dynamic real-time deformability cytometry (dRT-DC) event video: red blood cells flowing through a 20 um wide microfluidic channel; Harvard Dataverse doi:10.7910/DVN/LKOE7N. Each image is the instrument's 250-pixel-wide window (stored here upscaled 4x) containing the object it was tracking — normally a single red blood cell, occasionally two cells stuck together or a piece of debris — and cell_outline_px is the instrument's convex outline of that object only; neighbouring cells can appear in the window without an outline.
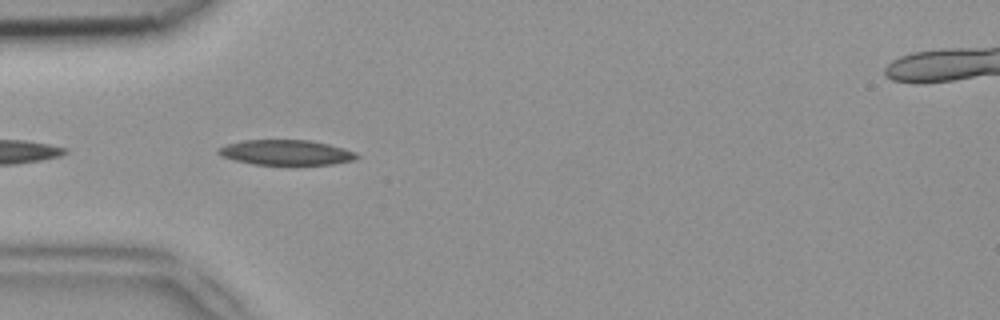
{"species": "common noctule bat (a hibernating species)", "species_latin": "Nyctalus noctula", "temperature_condition": "room temperature", "stored_images_in_passage": 5, "camera_frame_rate_fps": 3000, "um_per_image_px": 0.085, "animal": {"sex": "female", "body_mass_g": 18.4}, "frame": {"image": 1, "passage_image": 2, "time_ms": 0.333, "image_size_px": [1000, 320], "cell_outline_px": [[360, 156], [356, 160], [332, 164], [288, 168], [252, 164], [220, 156], [216, 152], [216, 148], [228, 144], [244, 140], [312, 140], [344, 148], [356, 152]], "centroid_in_image_um": [24.35, 13.01], "position_along_channel_um": 60.7, "area_um2": 21.44}}